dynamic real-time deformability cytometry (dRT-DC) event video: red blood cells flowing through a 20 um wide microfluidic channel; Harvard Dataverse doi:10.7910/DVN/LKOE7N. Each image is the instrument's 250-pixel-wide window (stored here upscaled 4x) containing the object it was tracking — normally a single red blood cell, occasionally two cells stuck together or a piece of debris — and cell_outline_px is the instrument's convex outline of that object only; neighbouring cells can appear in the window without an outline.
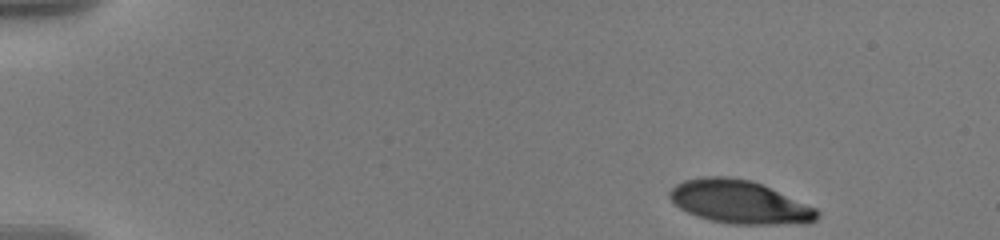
{"species": "human", "species_latin": "Homo sapiens", "temperature_condition": "warm", "stored_images_in_passage": 51, "camera_frame_rate_fps": 3000, "um_per_image_px": 0.085, "donor": {"sex": "male"}, "frame": {"image": 1, "passage_image": 1, "time_ms": 0.0, "image_size_px": [1000, 240], "cell_outline_px": [[820, 216], [816, 220], [808, 224], [732, 224], [708, 220], [696, 216], [680, 208], [668, 196], [668, 192], [676, 184], [684, 180], [704, 176], [728, 176], [752, 180], [816, 208], [820, 212]], "centroid_in_image_um": [62.87, 17.17], "position_along_channel_um": 22.1, "area_um2": 37.28}}
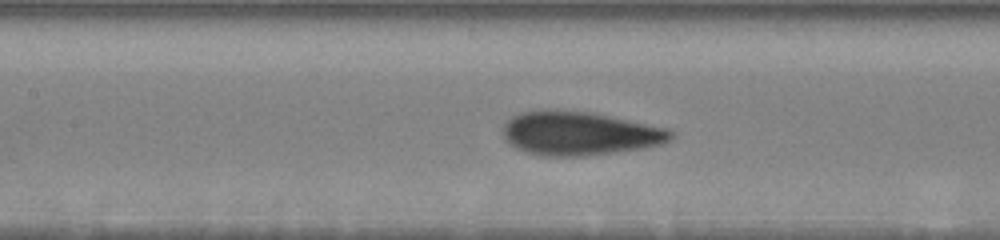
{"frame": {"image": 2, "passage_image": 22, "time_ms": 7.0, "image_size_px": [1000, 240], "cell_outline_px": [[676, 136], [664, 144], [644, 148], [584, 156], [540, 156], [524, 152], [508, 144], [504, 140], [504, 124], [512, 116], [520, 112], [544, 108], [556, 108], [592, 112], [668, 128]], "centroid_in_image_um": [49.23, 11.32], "position_along_channel_um": 158.2, "area_um2": 43.64}}
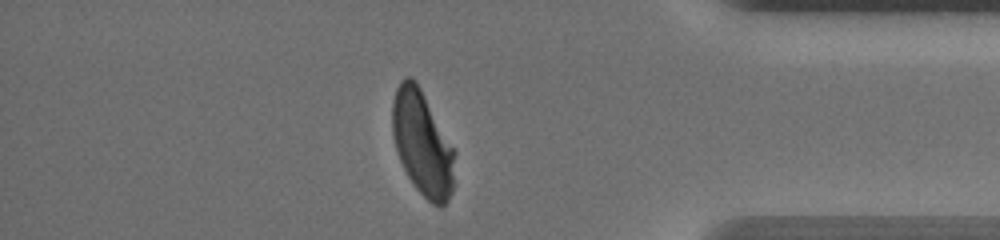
{"frame": {"image": 3, "passage_image": 44, "time_ms": 14.333, "image_size_px": [1000, 240], "cell_outline_px": [[456, 152], [452, 192], [448, 200], [444, 204], [432, 204], [416, 188], [408, 176], [400, 160], [396, 148], [392, 132], [392, 104], [396, 88], [400, 80], [404, 76], [412, 76], [416, 80]], "centroid_in_image_um": [35.9, 12.14], "position_along_channel_um": 399.3, "area_um2": 37.92}, "authors_computed_cell_mechanics": {"area_um2": 40.5756, "velocity_mm_per_s": 3.5667, "shape_relaxation_time_tau1_ms": 3.658, "shape_relaxation_time_tau2_ms": null, "deformation_change_tau1": 0.1787, "deformation_change_tau2": null}}